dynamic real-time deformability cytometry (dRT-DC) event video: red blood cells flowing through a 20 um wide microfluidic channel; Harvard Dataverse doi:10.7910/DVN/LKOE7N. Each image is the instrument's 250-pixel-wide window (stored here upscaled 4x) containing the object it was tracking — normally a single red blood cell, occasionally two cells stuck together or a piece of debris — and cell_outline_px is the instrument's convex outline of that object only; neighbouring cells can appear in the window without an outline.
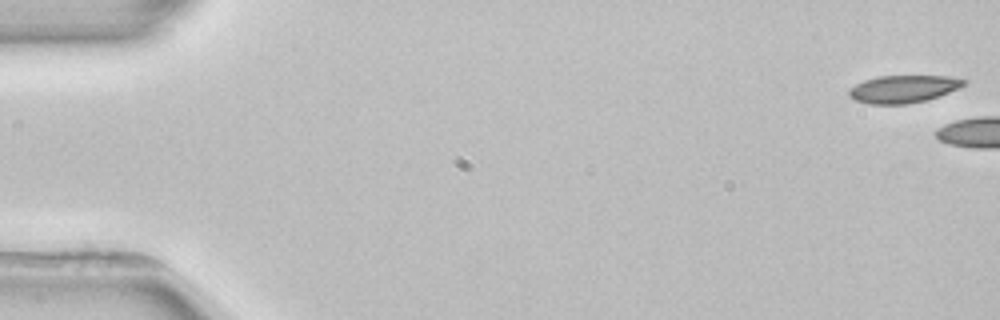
{"species": "common noctule bat (a hibernating species)", "species_latin": "Nyctalus noctula", "temperature_condition": "room temperature", "stored_images_in_passage": 2, "camera_frame_rate_fps": 3000, "um_per_image_px": 0.085, "animal": {"sex": "female", "body_mass_g": 22.7, "forearm_length_mm": 54.2}, "frame": {"image": 1, "passage_image": 1, "time_ms": 0.0, "image_size_px": [1000, 320], "cell_outline_px": [[968, 80], [964, 84], [948, 92], [924, 100], [908, 104], [868, 104], [856, 100], [848, 96], [848, 88], [864, 80], [880, 76], [948, 76]], "centroid_in_image_um": [76.71, 7.56], "position_along_channel_um": 8.3, "area_um2": 18.21}}